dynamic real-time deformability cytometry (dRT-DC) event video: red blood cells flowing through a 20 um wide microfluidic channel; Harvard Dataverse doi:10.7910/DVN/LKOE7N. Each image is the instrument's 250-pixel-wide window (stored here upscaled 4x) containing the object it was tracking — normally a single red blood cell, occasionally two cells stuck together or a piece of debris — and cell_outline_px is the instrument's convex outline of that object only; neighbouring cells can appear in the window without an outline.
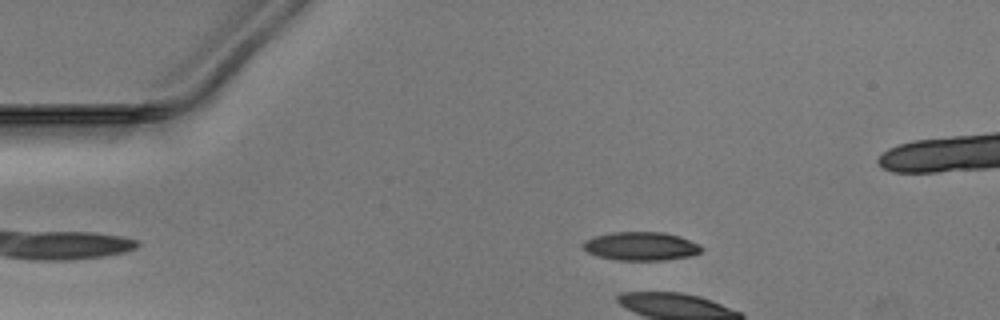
{"species": "Egyptian fruit bat (a non-hibernating species)", "species_latin": "Rousettus aegyptiacus", "temperature_condition": "warm", "stored_images_in_passage": 5, "camera_frame_rate_fps": 3000, "um_per_image_px": 0.085, "animal": {"sex": "male"}, "frame": {"image": 1, "passage_image": 2, "time_ms": 0.333, "image_size_px": [1000, 320], "cell_outline_px": [[704, 248], [700, 252], [692, 256], [660, 260], [616, 260], [600, 256], [588, 252], [584, 248], [584, 240], [596, 236], [612, 232], [664, 232], [680, 236], [700, 244]], "centroid_in_image_um": [54.53, 20.92], "position_along_channel_um": 30.5, "area_um2": 19.59}}